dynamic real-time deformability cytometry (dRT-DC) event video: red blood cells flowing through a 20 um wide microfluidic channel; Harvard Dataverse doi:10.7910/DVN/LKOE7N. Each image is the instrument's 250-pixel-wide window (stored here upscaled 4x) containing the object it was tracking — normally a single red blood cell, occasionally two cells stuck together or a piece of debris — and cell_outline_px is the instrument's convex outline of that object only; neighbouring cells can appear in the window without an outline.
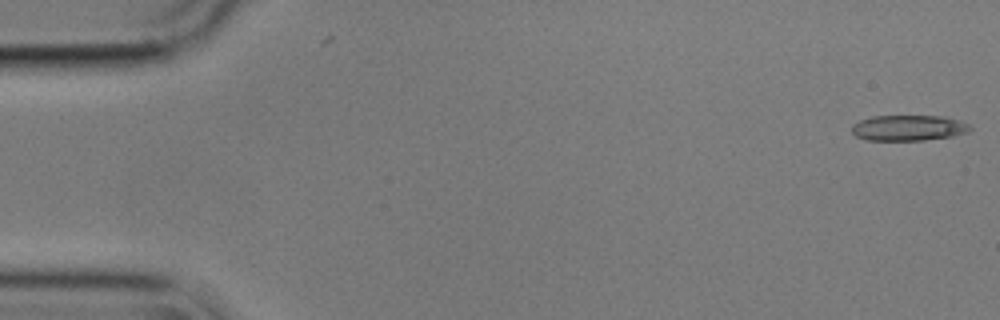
{"species": "common noctule bat (a hibernating species)", "species_latin": "Nyctalus noctula", "temperature_condition": "cold", "stored_images_in_passage": 2, "camera_frame_rate_fps": 3000, "um_per_image_px": 0.085, "animal": {"sex": "male", "body_mass_g": 17.9}, "frame": {"image": 1, "passage_image": 2, "time_ms": 0.333, "image_size_px": [1000, 320], "cell_outline_px": [[972, 128], [968, 132], [952, 136], [924, 140], [868, 140], [856, 136], [852, 132], [852, 124], [860, 120], [872, 116], [944, 116], [960, 120], [968, 124]], "centroid_in_image_um": [77.23, 10.86], "position_along_channel_um": 7.8, "area_um2": 17.69}}